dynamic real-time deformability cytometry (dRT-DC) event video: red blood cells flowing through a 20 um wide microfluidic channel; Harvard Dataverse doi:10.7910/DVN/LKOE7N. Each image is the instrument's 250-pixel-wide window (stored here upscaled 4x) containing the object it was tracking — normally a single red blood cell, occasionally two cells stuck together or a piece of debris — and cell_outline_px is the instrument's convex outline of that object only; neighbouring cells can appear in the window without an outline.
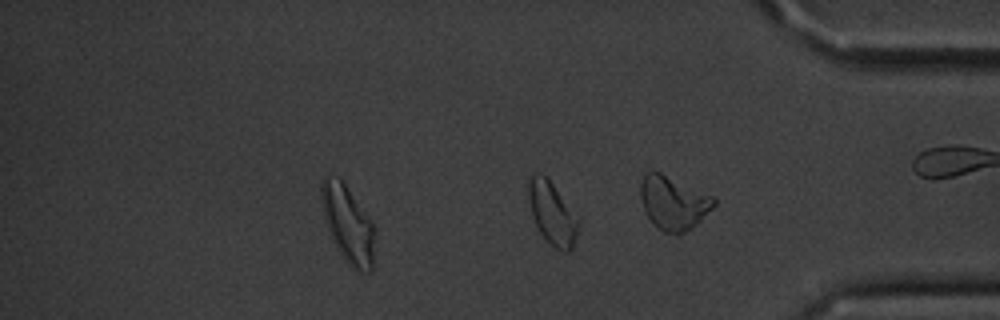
{"species": "common noctule bat (a hibernating species)", "species_latin": "Nyctalus noctula", "temperature_condition": "cold", "stored_images_in_passage": 33, "camera_frame_rate_fps": 3000, "um_per_image_px": 0.085, "animal": {"sex": "male", "body_mass_g": 20.1, "forearm_length_mm": 53.5}, "frame": {"image": 1, "passage_image": 33, "time_ms": 10.667, "image_size_px": [1000, 320], "cell_outline_px": [[716, 204], [692, 228], [684, 232], [664, 232], [648, 216], [644, 208], [640, 196], [640, 184], [644, 176], [648, 172], [660, 172], [716, 196]], "centroid_in_image_um": [57.28, 17.2], "position_along_channel_um": 377.9, "area_um2": 22.54}, "authors_computed_cell_mechanics": {"area_um2": 20.9236, "velocity_mm_per_s": 3.5994, "shape_relaxation_time_tau1_ms": 6.184, "shape_relaxation_time_tau2_ms": 3.7114, "deformation_change_tau1": 0.1669, "deformation_change_tau2": 0.1019}}